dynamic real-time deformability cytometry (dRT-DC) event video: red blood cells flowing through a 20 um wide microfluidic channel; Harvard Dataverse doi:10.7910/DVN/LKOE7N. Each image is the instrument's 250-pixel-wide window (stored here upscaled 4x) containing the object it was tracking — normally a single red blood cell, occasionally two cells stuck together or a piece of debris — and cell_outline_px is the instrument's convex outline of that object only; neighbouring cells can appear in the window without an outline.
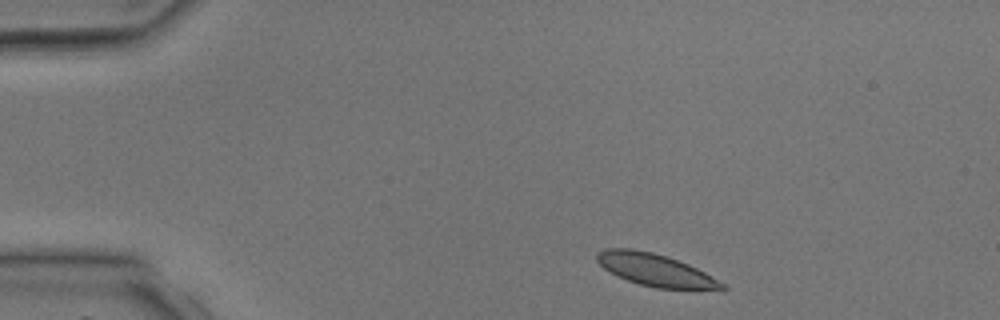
{"species": "common noctule bat (a hibernating species)", "species_latin": "Nyctalus noctula", "temperature_condition": "room temperature", "stored_images_in_passage": 3, "camera_frame_rate_fps": 3000, "um_per_image_px": 0.085, "animal": {"sex": "male", "body_mass_g": 17.9, "forearm_length_mm": 54.2}, "frame": {"image": 1, "passage_image": 1, "time_ms": 0.0, "image_size_px": [1000, 320], "cell_outline_px": [[728, 288], [656, 288], [640, 284], [628, 280], [604, 268], [596, 260], [596, 252], [604, 248], [632, 248], [652, 252], [668, 256], [688, 264], [704, 272], [724, 284]], "centroid_in_image_um": [55.63, 22.9], "position_along_channel_um": 29.4, "area_um2": 23.0}}
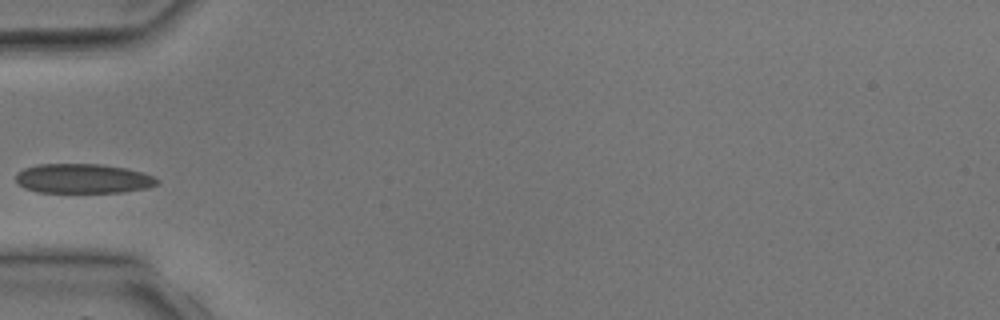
{"frame": {"image": 2, "passage_image": 3, "time_ms": 2.333, "image_size_px": [1000, 320], "cell_outline_px": [[160, 180], [156, 184], [148, 188], [124, 192], [36, 192], [24, 188], [16, 184], [16, 172], [24, 168], [36, 164], [100, 164], [124, 168], [144, 172], [156, 176]], "centroid_in_image_um": [7.05, 15.18], "position_along_channel_um": 78.0, "area_um2": 24.62}}